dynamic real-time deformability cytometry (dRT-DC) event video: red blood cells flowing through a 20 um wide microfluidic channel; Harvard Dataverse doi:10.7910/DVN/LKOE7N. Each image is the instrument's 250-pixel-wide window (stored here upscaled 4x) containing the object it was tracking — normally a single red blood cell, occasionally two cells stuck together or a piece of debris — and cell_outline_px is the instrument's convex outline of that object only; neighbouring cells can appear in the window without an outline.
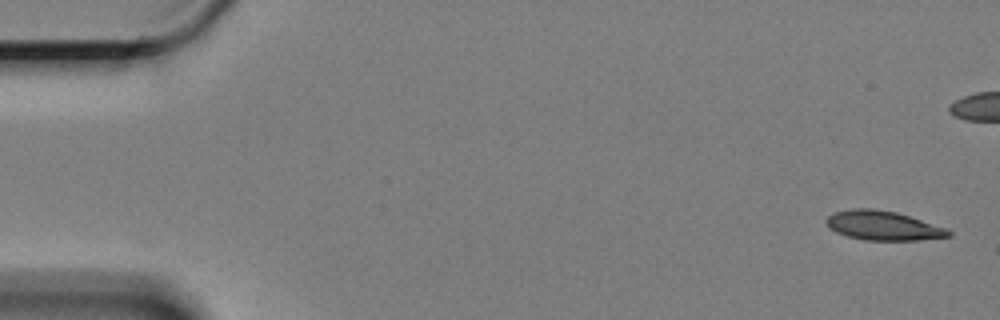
{"species": "Egyptian fruit bat (a non-hibernating species)", "species_latin": "Rousettus aegyptiacus", "temperature_condition": "cold", "stored_images_in_passage": 60, "camera_frame_rate_fps": 3000, "um_per_image_px": 0.085, "animal": {"sex": "female"}, "frame": {"image": 1, "passage_image": 1, "time_ms": 0.0, "image_size_px": [1000, 320], "cell_outline_px": [[952, 236], [920, 240], [864, 240], [848, 236], [836, 232], [824, 220], [828, 216], [836, 212], [856, 208], [872, 208], [896, 212], [948, 228], [952, 232]], "centroid_in_image_um": [75.12, 19.18], "position_along_channel_um": 9.9, "area_um2": 20.75}}
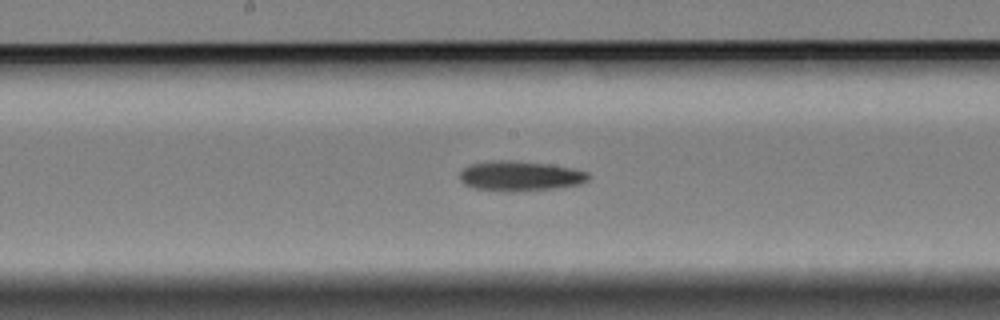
{"frame": {"image": 2, "passage_image": 30, "time_ms": 9.667, "image_size_px": [1000, 320], "cell_outline_px": [[592, 176], [588, 180], [580, 184], [552, 188], [512, 192], [476, 188], [464, 184], [460, 180], [460, 172], [464, 168], [472, 164], [492, 160], [512, 160], [548, 164], [572, 168], [588, 172]], "centroid_in_image_um": [44.22, 14.95], "position_along_channel_um": 204.0, "area_um2": 22.37}}
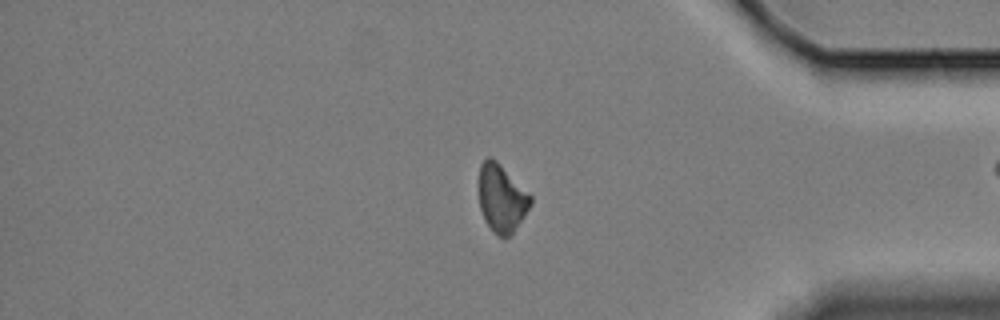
{"frame": {"image": 3, "passage_image": 49, "time_ms": 16.0, "image_size_px": [1000, 320], "cell_outline_px": [[532, 204], [524, 216], [512, 232], [504, 240], [496, 236], [492, 232], [484, 220], [480, 208], [480, 164], [488, 156], [496, 160], [532, 196]], "centroid_in_image_um": [42.64, 16.89], "position_along_channel_um": 392.6, "area_um2": 20.29}, "authors_computed_cell_mechanics": {"area_um2": 21.386, "velocity_mm_per_s": 3.328, "shape_relaxation_time_tau1_ms": 8.0532, "shape_relaxation_time_tau2_ms": null, "deformation_change_tau1": 0.1642, "deformation_change_tau2": null}}